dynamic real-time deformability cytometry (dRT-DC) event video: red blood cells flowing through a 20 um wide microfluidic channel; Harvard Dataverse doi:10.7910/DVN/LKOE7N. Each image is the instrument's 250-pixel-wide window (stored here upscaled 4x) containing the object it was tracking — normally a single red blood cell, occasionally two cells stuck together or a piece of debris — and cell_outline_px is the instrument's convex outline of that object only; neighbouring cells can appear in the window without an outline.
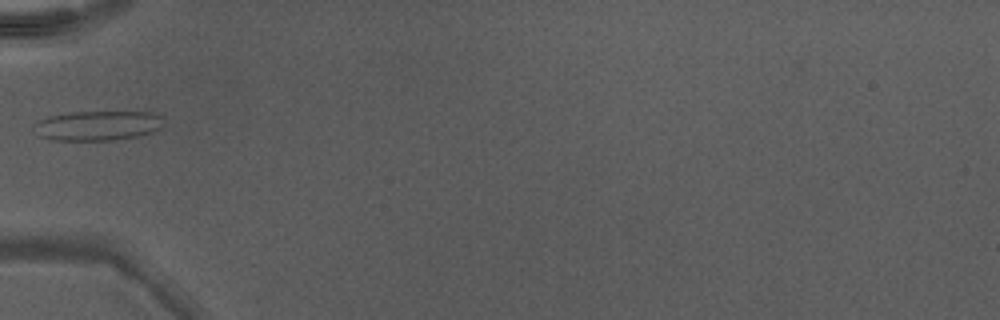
{"species": "Egyptian fruit bat (a non-hibernating species)", "species_latin": "Rousettus aegyptiacus", "temperature_condition": "warm", "stored_images_in_passage": 31, "camera_frame_rate_fps": 3000, "um_per_image_px": 0.085, "animal": {"sex": "male"}, "frame": {"image": 1, "passage_image": 1, "time_ms": 0.0, "image_size_px": [1000, 320], "cell_outline_px": [[164, 120], [160, 128], [152, 132], [136, 136], [108, 140], [52, 140], [40, 136], [32, 124], [48, 116], [72, 112], [152, 112], [164, 116]], "centroid_in_image_um": [8.32, 10.66], "position_along_channel_um": 76.7, "area_um2": 22.37}}
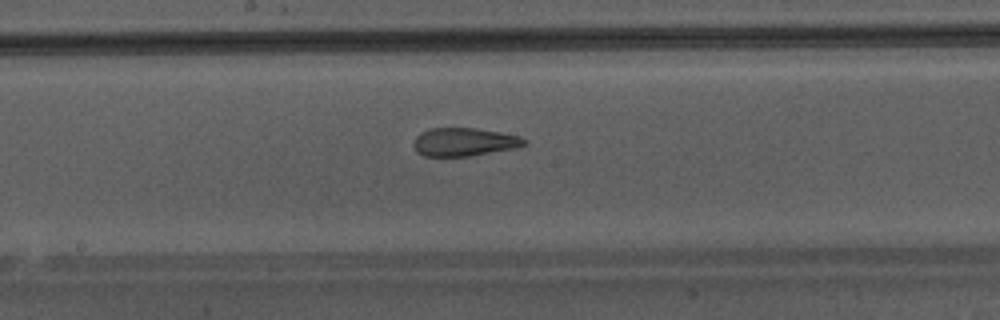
{"frame": {"image": 2, "passage_image": 10, "time_ms": 3.0, "image_size_px": [1000, 320], "cell_outline_px": [[528, 144], [516, 148], [468, 156], [424, 156], [416, 152], [412, 144], [416, 136], [420, 132], [428, 128], [476, 128], [500, 132], [520, 136], [528, 140]], "centroid_in_image_um": [39.45, 12.06], "position_along_channel_um": 208.8, "area_um2": 18.44}}
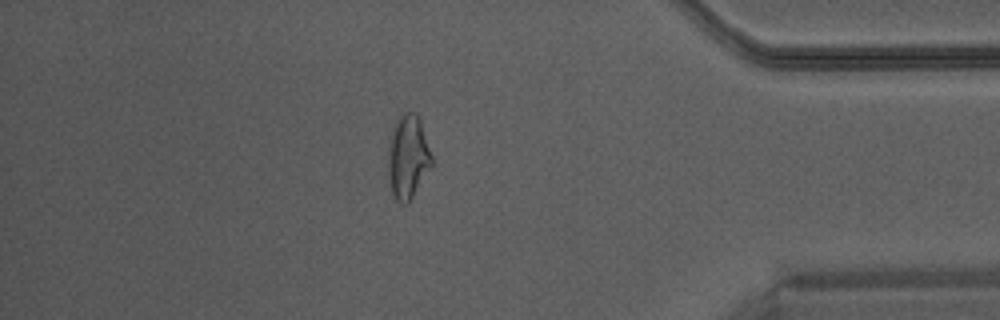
{"frame": {"image": 3, "passage_image": 25, "time_ms": 8.0, "image_size_px": [1000, 320], "cell_outline_px": [[432, 168], [408, 204], [400, 204], [396, 200], [392, 192], [388, 172], [388, 140], [396, 120], [404, 112], [416, 112], [420, 120], [432, 156]], "centroid_in_image_um": [34.68, 13.36], "position_along_channel_um": 400.5, "area_um2": 21.56}}